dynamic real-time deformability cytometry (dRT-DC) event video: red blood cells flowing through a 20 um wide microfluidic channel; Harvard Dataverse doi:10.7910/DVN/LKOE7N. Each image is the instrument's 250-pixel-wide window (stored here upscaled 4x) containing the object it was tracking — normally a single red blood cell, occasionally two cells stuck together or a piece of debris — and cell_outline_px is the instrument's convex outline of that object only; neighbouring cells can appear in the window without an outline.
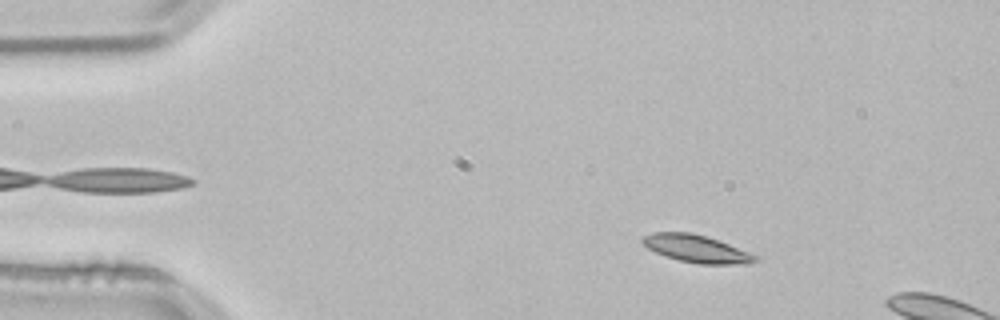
{"species": "common noctule bat (a hibernating species)", "species_latin": "Nyctalus noctula", "temperature_condition": "room temperature", "stored_images_in_passage": 13, "camera_frame_rate_fps": 3000, "um_per_image_px": 0.085, "animal": {"sex": "male", "body_mass_g": 21.5, "forearm_length_mm": 52.0}, "frame": {"image": 1, "passage_image": 8, "time_ms": 2.333, "image_size_px": [1000, 320], "cell_outline_px": [[760, 260], [748, 264], [700, 264], [680, 260], [664, 256], [648, 248], [640, 240], [644, 236], [652, 232], [692, 232], [728, 244], [760, 256]], "centroid_in_image_um": [59.23, 21.15], "position_along_channel_um": 25.8, "area_um2": 18.03}}